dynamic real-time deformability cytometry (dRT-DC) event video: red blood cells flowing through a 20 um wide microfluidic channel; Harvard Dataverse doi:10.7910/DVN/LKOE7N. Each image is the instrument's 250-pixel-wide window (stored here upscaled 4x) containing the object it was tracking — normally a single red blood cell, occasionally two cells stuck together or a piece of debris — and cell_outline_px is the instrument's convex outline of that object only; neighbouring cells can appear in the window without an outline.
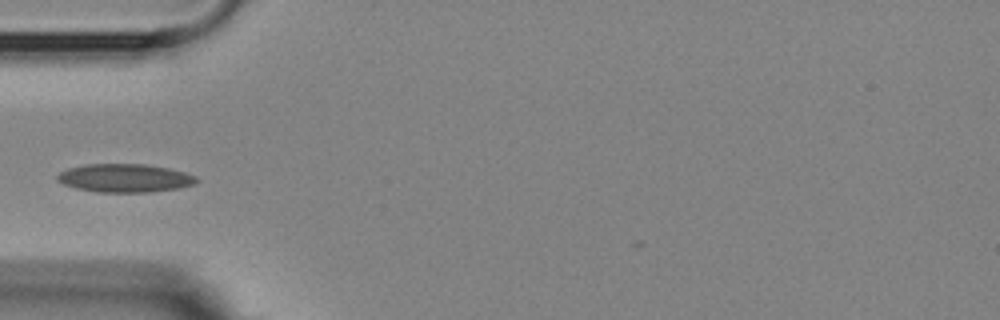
{"species": "Egyptian fruit bat (a non-hibernating species)", "species_latin": "Rousettus aegyptiacus", "temperature_condition": "room temperature", "stored_images_in_passage": 2, "camera_frame_rate_fps": 3000, "um_per_image_px": 0.085, "animal": {"sex": "female"}, "frame": {"image": 1, "passage_image": 1, "time_ms": 0.0, "image_size_px": [1000, 320], "cell_outline_px": [[200, 180], [196, 184], [180, 188], [148, 192], [96, 192], [76, 188], [64, 184], [56, 180], [56, 176], [60, 172], [68, 168], [88, 164], [144, 164], [168, 168], [184, 172], [196, 176]], "centroid_in_image_um": [10.63, 15.14], "position_along_channel_um": 74.4, "area_um2": 23.06}}
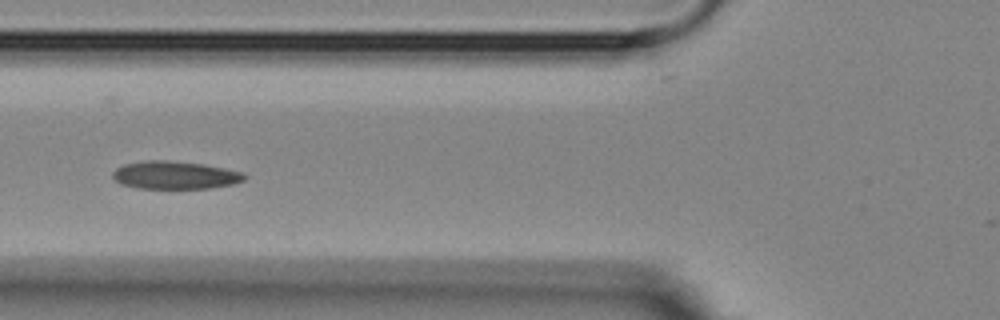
{"frame": {"image": 2, "passage_image": 2, "time_ms": 1.0, "image_size_px": [1000, 320], "cell_outline_px": [[248, 176], [244, 180], [232, 184], [212, 188], [136, 188], [120, 184], [112, 176], [112, 172], [116, 168], [124, 164], [148, 160], [164, 160], [204, 164], [244, 172]], "centroid_in_image_um": [14.88, 14.88], "position_along_channel_um": 110.9, "area_um2": 21.44}}